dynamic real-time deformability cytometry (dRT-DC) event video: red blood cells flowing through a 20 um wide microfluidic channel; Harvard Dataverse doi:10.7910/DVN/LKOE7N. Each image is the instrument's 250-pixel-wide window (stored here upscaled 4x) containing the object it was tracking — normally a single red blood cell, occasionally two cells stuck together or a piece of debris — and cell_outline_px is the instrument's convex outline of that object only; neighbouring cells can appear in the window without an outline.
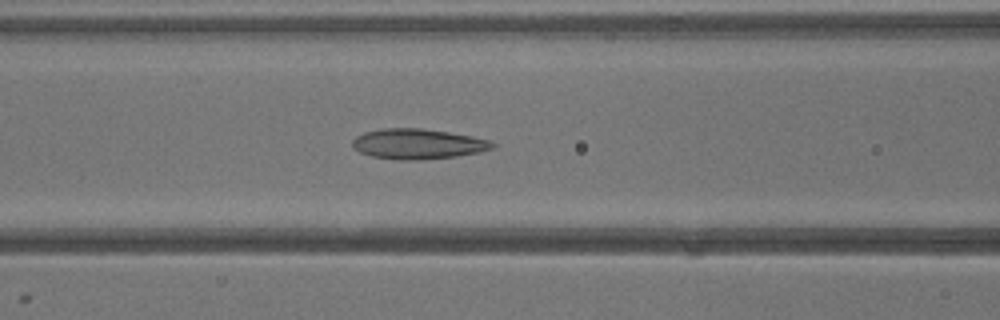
{"species": "common noctule bat (a hibernating species)", "species_latin": "Nyctalus noctula", "temperature_condition": "warm", "stored_images_in_passage": 32, "camera_frame_rate_fps": 3000, "um_per_image_px": 0.085, "animal": {"sex": "male", "body_mass_g": 13.3}, "frame": {"image": 1, "passage_image": 13, "time_ms": 4.0, "image_size_px": [1000, 320], "cell_outline_px": [[496, 144], [492, 148], [480, 152], [456, 156], [420, 160], [400, 160], [372, 156], [360, 152], [352, 148], [352, 140], [356, 136], [364, 132], [384, 128], [420, 128], [448, 132], [472, 136], [492, 140]], "centroid_in_image_um": [35.52, 12.23], "position_along_channel_um": 131.1, "area_um2": 24.74}}
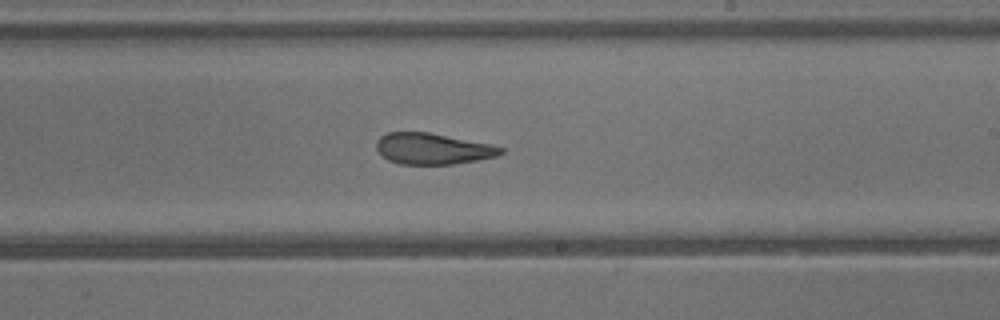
{"frame": {"image": 2, "passage_image": 20, "time_ms": 6.333, "image_size_px": [1000, 320], "cell_outline_px": [[504, 152], [496, 156], [480, 160], [452, 164], [400, 164], [388, 160], [376, 148], [376, 140], [380, 136], [388, 132], [428, 132], [488, 144], [504, 148]], "centroid_in_image_um": [36.76, 12.64], "position_along_channel_um": 252.2, "area_um2": 22.37}}
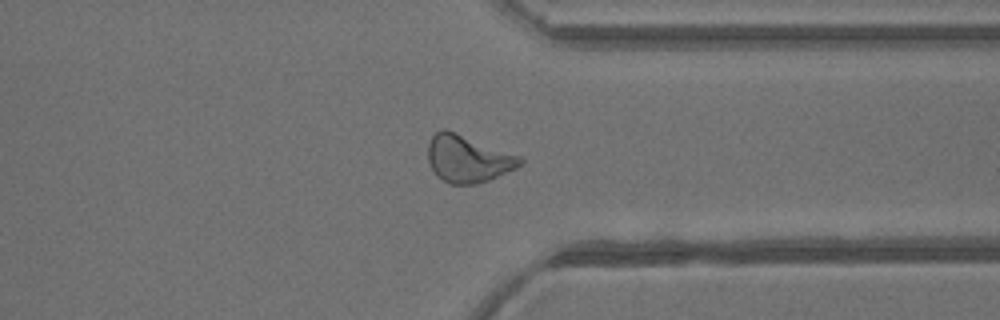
{"frame": {"image": 3, "passage_image": 27, "time_ms": 8.667, "image_size_px": [1000, 320], "cell_outline_px": [[524, 160], [516, 168], [488, 180], [476, 184], [448, 184], [436, 176], [428, 160], [428, 144], [432, 136], [436, 132], [444, 128], [456, 132], [520, 156]], "centroid_in_image_um": [39.74, 13.5], "position_along_channel_um": 371.7, "area_um2": 25.14}}